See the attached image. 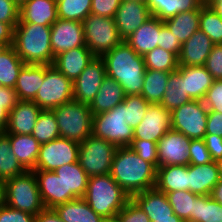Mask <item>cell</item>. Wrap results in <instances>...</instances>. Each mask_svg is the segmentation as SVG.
I'll list each match as a JSON object with an SVG mask.
<instances>
[{
  "mask_svg": "<svg viewBox=\"0 0 222 222\" xmlns=\"http://www.w3.org/2000/svg\"><path fill=\"white\" fill-rule=\"evenodd\" d=\"M110 175L130 197L154 188L156 183V168L128 146L117 148Z\"/></svg>",
  "mask_w": 222,
  "mask_h": 222,
  "instance_id": "obj_1",
  "label": "cell"
},
{
  "mask_svg": "<svg viewBox=\"0 0 222 222\" xmlns=\"http://www.w3.org/2000/svg\"><path fill=\"white\" fill-rule=\"evenodd\" d=\"M106 75L116 80L125 95H140L144 83L146 66L142 55H138L125 41L104 53Z\"/></svg>",
  "mask_w": 222,
  "mask_h": 222,
  "instance_id": "obj_2",
  "label": "cell"
},
{
  "mask_svg": "<svg viewBox=\"0 0 222 222\" xmlns=\"http://www.w3.org/2000/svg\"><path fill=\"white\" fill-rule=\"evenodd\" d=\"M12 46L25 64H53L51 26L17 23Z\"/></svg>",
  "mask_w": 222,
  "mask_h": 222,
  "instance_id": "obj_3",
  "label": "cell"
},
{
  "mask_svg": "<svg viewBox=\"0 0 222 222\" xmlns=\"http://www.w3.org/2000/svg\"><path fill=\"white\" fill-rule=\"evenodd\" d=\"M83 199L103 219L115 217L131 199L109 174L89 177Z\"/></svg>",
  "mask_w": 222,
  "mask_h": 222,
  "instance_id": "obj_4",
  "label": "cell"
},
{
  "mask_svg": "<svg viewBox=\"0 0 222 222\" xmlns=\"http://www.w3.org/2000/svg\"><path fill=\"white\" fill-rule=\"evenodd\" d=\"M60 137L78 143L92 135L93 113L89 104L72 100L52 109Z\"/></svg>",
  "mask_w": 222,
  "mask_h": 222,
  "instance_id": "obj_5",
  "label": "cell"
},
{
  "mask_svg": "<svg viewBox=\"0 0 222 222\" xmlns=\"http://www.w3.org/2000/svg\"><path fill=\"white\" fill-rule=\"evenodd\" d=\"M6 205L36 216L45 207L33 171L5 181Z\"/></svg>",
  "mask_w": 222,
  "mask_h": 222,
  "instance_id": "obj_6",
  "label": "cell"
},
{
  "mask_svg": "<svg viewBox=\"0 0 222 222\" xmlns=\"http://www.w3.org/2000/svg\"><path fill=\"white\" fill-rule=\"evenodd\" d=\"M92 135L117 147L130 145L134 137V129L125 121L124 102L109 111L93 116Z\"/></svg>",
  "mask_w": 222,
  "mask_h": 222,
  "instance_id": "obj_7",
  "label": "cell"
},
{
  "mask_svg": "<svg viewBox=\"0 0 222 222\" xmlns=\"http://www.w3.org/2000/svg\"><path fill=\"white\" fill-rule=\"evenodd\" d=\"M117 148L102 138L90 135L80 143L78 162L88 177L109 174Z\"/></svg>",
  "mask_w": 222,
  "mask_h": 222,
  "instance_id": "obj_8",
  "label": "cell"
},
{
  "mask_svg": "<svg viewBox=\"0 0 222 222\" xmlns=\"http://www.w3.org/2000/svg\"><path fill=\"white\" fill-rule=\"evenodd\" d=\"M86 47L97 57L123 42L114 18L89 14L83 21Z\"/></svg>",
  "mask_w": 222,
  "mask_h": 222,
  "instance_id": "obj_9",
  "label": "cell"
},
{
  "mask_svg": "<svg viewBox=\"0 0 222 222\" xmlns=\"http://www.w3.org/2000/svg\"><path fill=\"white\" fill-rule=\"evenodd\" d=\"M72 100L73 82L53 65H45L42 86L32 101L41 109L52 110Z\"/></svg>",
  "mask_w": 222,
  "mask_h": 222,
  "instance_id": "obj_10",
  "label": "cell"
},
{
  "mask_svg": "<svg viewBox=\"0 0 222 222\" xmlns=\"http://www.w3.org/2000/svg\"><path fill=\"white\" fill-rule=\"evenodd\" d=\"M208 109L203 101L191 100L171 111V129L189 139H203L206 135Z\"/></svg>",
  "mask_w": 222,
  "mask_h": 222,
  "instance_id": "obj_11",
  "label": "cell"
},
{
  "mask_svg": "<svg viewBox=\"0 0 222 222\" xmlns=\"http://www.w3.org/2000/svg\"><path fill=\"white\" fill-rule=\"evenodd\" d=\"M80 143L58 137L40 144L39 155L33 170L54 172L63 165L78 162Z\"/></svg>",
  "mask_w": 222,
  "mask_h": 222,
  "instance_id": "obj_12",
  "label": "cell"
},
{
  "mask_svg": "<svg viewBox=\"0 0 222 222\" xmlns=\"http://www.w3.org/2000/svg\"><path fill=\"white\" fill-rule=\"evenodd\" d=\"M190 141L183 133L170 129L158 142V167L189 165Z\"/></svg>",
  "mask_w": 222,
  "mask_h": 222,
  "instance_id": "obj_13",
  "label": "cell"
},
{
  "mask_svg": "<svg viewBox=\"0 0 222 222\" xmlns=\"http://www.w3.org/2000/svg\"><path fill=\"white\" fill-rule=\"evenodd\" d=\"M105 76V62L101 57L96 56L73 82L74 100L90 104L97 95Z\"/></svg>",
  "mask_w": 222,
  "mask_h": 222,
  "instance_id": "obj_14",
  "label": "cell"
},
{
  "mask_svg": "<svg viewBox=\"0 0 222 222\" xmlns=\"http://www.w3.org/2000/svg\"><path fill=\"white\" fill-rule=\"evenodd\" d=\"M171 129V112L160 104H150L133 139L158 142Z\"/></svg>",
  "mask_w": 222,
  "mask_h": 222,
  "instance_id": "obj_15",
  "label": "cell"
},
{
  "mask_svg": "<svg viewBox=\"0 0 222 222\" xmlns=\"http://www.w3.org/2000/svg\"><path fill=\"white\" fill-rule=\"evenodd\" d=\"M85 46L81 21L57 19L51 25V48L53 57L60 53Z\"/></svg>",
  "mask_w": 222,
  "mask_h": 222,
  "instance_id": "obj_16",
  "label": "cell"
},
{
  "mask_svg": "<svg viewBox=\"0 0 222 222\" xmlns=\"http://www.w3.org/2000/svg\"><path fill=\"white\" fill-rule=\"evenodd\" d=\"M151 17L146 3L122 0L114 21L123 41Z\"/></svg>",
  "mask_w": 222,
  "mask_h": 222,
  "instance_id": "obj_17",
  "label": "cell"
},
{
  "mask_svg": "<svg viewBox=\"0 0 222 222\" xmlns=\"http://www.w3.org/2000/svg\"><path fill=\"white\" fill-rule=\"evenodd\" d=\"M213 46L212 40L198 29L187 41L182 43L178 65L204 66Z\"/></svg>",
  "mask_w": 222,
  "mask_h": 222,
  "instance_id": "obj_18",
  "label": "cell"
},
{
  "mask_svg": "<svg viewBox=\"0 0 222 222\" xmlns=\"http://www.w3.org/2000/svg\"><path fill=\"white\" fill-rule=\"evenodd\" d=\"M41 108L33 101L19 100L9 112V121L5 134L31 135Z\"/></svg>",
  "mask_w": 222,
  "mask_h": 222,
  "instance_id": "obj_19",
  "label": "cell"
},
{
  "mask_svg": "<svg viewBox=\"0 0 222 222\" xmlns=\"http://www.w3.org/2000/svg\"><path fill=\"white\" fill-rule=\"evenodd\" d=\"M95 57L85 45L60 53L52 65L74 82Z\"/></svg>",
  "mask_w": 222,
  "mask_h": 222,
  "instance_id": "obj_20",
  "label": "cell"
},
{
  "mask_svg": "<svg viewBox=\"0 0 222 222\" xmlns=\"http://www.w3.org/2000/svg\"><path fill=\"white\" fill-rule=\"evenodd\" d=\"M54 173L64 184V203L84 197L89 177L79 162L63 165Z\"/></svg>",
  "mask_w": 222,
  "mask_h": 222,
  "instance_id": "obj_21",
  "label": "cell"
},
{
  "mask_svg": "<svg viewBox=\"0 0 222 222\" xmlns=\"http://www.w3.org/2000/svg\"><path fill=\"white\" fill-rule=\"evenodd\" d=\"M221 179L216 161L203 165H188L189 191L197 195H210Z\"/></svg>",
  "mask_w": 222,
  "mask_h": 222,
  "instance_id": "obj_22",
  "label": "cell"
},
{
  "mask_svg": "<svg viewBox=\"0 0 222 222\" xmlns=\"http://www.w3.org/2000/svg\"><path fill=\"white\" fill-rule=\"evenodd\" d=\"M57 19L56 0H28L20 7L18 23L51 26Z\"/></svg>",
  "mask_w": 222,
  "mask_h": 222,
  "instance_id": "obj_23",
  "label": "cell"
},
{
  "mask_svg": "<svg viewBox=\"0 0 222 222\" xmlns=\"http://www.w3.org/2000/svg\"><path fill=\"white\" fill-rule=\"evenodd\" d=\"M178 70L182 73V81H184L185 93L192 100L203 101L207 90L213 84V77L204 66H178Z\"/></svg>",
  "mask_w": 222,
  "mask_h": 222,
  "instance_id": "obj_24",
  "label": "cell"
},
{
  "mask_svg": "<svg viewBox=\"0 0 222 222\" xmlns=\"http://www.w3.org/2000/svg\"><path fill=\"white\" fill-rule=\"evenodd\" d=\"M160 19L151 16L125 42L138 54L144 56L147 52L159 47Z\"/></svg>",
  "mask_w": 222,
  "mask_h": 222,
  "instance_id": "obj_25",
  "label": "cell"
},
{
  "mask_svg": "<svg viewBox=\"0 0 222 222\" xmlns=\"http://www.w3.org/2000/svg\"><path fill=\"white\" fill-rule=\"evenodd\" d=\"M131 198L146 213L151 222L154 221V218L170 217L174 215V211L168 202L166 194L155 187L137 193Z\"/></svg>",
  "mask_w": 222,
  "mask_h": 222,
  "instance_id": "obj_26",
  "label": "cell"
},
{
  "mask_svg": "<svg viewBox=\"0 0 222 222\" xmlns=\"http://www.w3.org/2000/svg\"><path fill=\"white\" fill-rule=\"evenodd\" d=\"M45 208H54L64 203V184L54 172L32 170Z\"/></svg>",
  "mask_w": 222,
  "mask_h": 222,
  "instance_id": "obj_27",
  "label": "cell"
},
{
  "mask_svg": "<svg viewBox=\"0 0 222 222\" xmlns=\"http://www.w3.org/2000/svg\"><path fill=\"white\" fill-rule=\"evenodd\" d=\"M44 75L45 64H25L14 87L18 99L32 101L42 86Z\"/></svg>",
  "mask_w": 222,
  "mask_h": 222,
  "instance_id": "obj_28",
  "label": "cell"
},
{
  "mask_svg": "<svg viewBox=\"0 0 222 222\" xmlns=\"http://www.w3.org/2000/svg\"><path fill=\"white\" fill-rule=\"evenodd\" d=\"M125 96L123 87L116 80L106 75L89 107L93 115L106 112L123 102Z\"/></svg>",
  "mask_w": 222,
  "mask_h": 222,
  "instance_id": "obj_29",
  "label": "cell"
},
{
  "mask_svg": "<svg viewBox=\"0 0 222 222\" xmlns=\"http://www.w3.org/2000/svg\"><path fill=\"white\" fill-rule=\"evenodd\" d=\"M155 188L163 193L189 191L188 165L158 167L156 169Z\"/></svg>",
  "mask_w": 222,
  "mask_h": 222,
  "instance_id": "obj_30",
  "label": "cell"
},
{
  "mask_svg": "<svg viewBox=\"0 0 222 222\" xmlns=\"http://www.w3.org/2000/svg\"><path fill=\"white\" fill-rule=\"evenodd\" d=\"M9 137L12 152L20 164L32 171L36 166L40 143L32 135L6 134Z\"/></svg>",
  "mask_w": 222,
  "mask_h": 222,
  "instance_id": "obj_31",
  "label": "cell"
},
{
  "mask_svg": "<svg viewBox=\"0 0 222 222\" xmlns=\"http://www.w3.org/2000/svg\"><path fill=\"white\" fill-rule=\"evenodd\" d=\"M53 209L64 222H101L103 220L83 198L57 205Z\"/></svg>",
  "mask_w": 222,
  "mask_h": 222,
  "instance_id": "obj_32",
  "label": "cell"
},
{
  "mask_svg": "<svg viewBox=\"0 0 222 222\" xmlns=\"http://www.w3.org/2000/svg\"><path fill=\"white\" fill-rule=\"evenodd\" d=\"M173 35L181 43L187 41L200 25V7L196 10L180 12L176 16L163 21Z\"/></svg>",
  "mask_w": 222,
  "mask_h": 222,
  "instance_id": "obj_33",
  "label": "cell"
},
{
  "mask_svg": "<svg viewBox=\"0 0 222 222\" xmlns=\"http://www.w3.org/2000/svg\"><path fill=\"white\" fill-rule=\"evenodd\" d=\"M191 100L189 95L185 93L182 73L178 69L174 72H170L166 91L160 105L171 112Z\"/></svg>",
  "mask_w": 222,
  "mask_h": 222,
  "instance_id": "obj_34",
  "label": "cell"
},
{
  "mask_svg": "<svg viewBox=\"0 0 222 222\" xmlns=\"http://www.w3.org/2000/svg\"><path fill=\"white\" fill-rule=\"evenodd\" d=\"M169 72L146 69L141 96L150 104H160L166 91Z\"/></svg>",
  "mask_w": 222,
  "mask_h": 222,
  "instance_id": "obj_35",
  "label": "cell"
},
{
  "mask_svg": "<svg viewBox=\"0 0 222 222\" xmlns=\"http://www.w3.org/2000/svg\"><path fill=\"white\" fill-rule=\"evenodd\" d=\"M25 63L16 53L13 46H9L0 55V83L3 87L14 88L17 78Z\"/></svg>",
  "mask_w": 222,
  "mask_h": 222,
  "instance_id": "obj_36",
  "label": "cell"
},
{
  "mask_svg": "<svg viewBox=\"0 0 222 222\" xmlns=\"http://www.w3.org/2000/svg\"><path fill=\"white\" fill-rule=\"evenodd\" d=\"M26 171L12 152L9 137L0 132V179L6 181Z\"/></svg>",
  "mask_w": 222,
  "mask_h": 222,
  "instance_id": "obj_37",
  "label": "cell"
},
{
  "mask_svg": "<svg viewBox=\"0 0 222 222\" xmlns=\"http://www.w3.org/2000/svg\"><path fill=\"white\" fill-rule=\"evenodd\" d=\"M193 222H222V205L210 195H198L194 199Z\"/></svg>",
  "mask_w": 222,
  "mask_h": 222,
  "instance_id": "obj_38",
  "label": "cell"
},
{
  "mask_svg": "<svg viewBox=\"0 0 222 222\" xmlns=\"http://www.w3.org/2000/svg\"><path fill=\"white\" fill-rule=\"evenodd\" d=\"M40 144L60 137L53 110L42 109L31 134Z\"/></svg>",
  "mask_w": 222,
  "mask_h": 222,
  "instance_id": "obj_39",
  "label": "cell"
},
{
  "mask_svg": "<svg viewBox=\"0 0 222 222\" xmlns=\"http://www.w3.org/2000/svg\"><path fill=\"white\" fill-rule=\"evenodd\" d=\"M146 69L174 72L178 69V57L161 47H156L144 56Z\"/></svg>",
  "mask_w": 222,
  "mask_h": 222,
  "instance_id": "obj_40",
  "label": "cell"
},
{
  "mask_svg": "<svg viewBox=\"0 0 222 222\" xmlns=\"http://www.w3.org/2000/svg\"><path fill=\"white\" fill-rule=\"evenodd\" d=\"M174 214L184 222H193L194 199L198 196L191 191L165 193Z\"/></svg>",
  "mask_w": 222,
  "mask_h": 222,
  "instance_id": "obj_41",
  "label": "cell"
},
{
  "mask_svg": "<svg viewBox=\"0 0 222 222\" xmlns=\"http://www.w3.org/2000/svg\"><path fill=\"white\" fill-rule=\"evenodd\" d=\"M58 19L83 21L91 13L92 0H56Z\"/></svg>",
  "mask_w": 222,
  "mask_h": 222,
  "instance_id": "obj_42",
  "label": "cell"
},
{
  "mask_svg": "<svg viewBox=\"0 0 222 222\" xmlns=\"http://www.w3.org/2000/svg\"><path fill=\"white\" fill-rule=\"evenodd\" d=\"M199 29L205 33L214 44H222V18L208 5L200 6Z\"/></svg>",
  "mask_w": 222,
  "mask_h": 222,
  "instance_id": "obj_43",
  "label": "cell"
},
{
  "mask_svg": "<svg viewBox=\"0 0 222 222\" xmlns=\"http://www.w3.org/2000/svg\"><path fill=\"white\" fill-rule=\"evenodd\" d=\"M123 102L125 121L135 129L142 121L150 103L141 95H126Z\"/></svg>",
  "mask_w": 222,
  "mask_h": 222,
  "instance_id": "obj_44",
  "label": "cell"
},
{
  "mask_svg": "<svg viewBox=\"0 0 222 222\" xmlns=\"http://www.w3.org/2000/svg\"><path fill=\"white\" fill-rule=\"evenodd\" d=\"M19 99L14 88H0V132H5L9 121V112L17 105Z\"/></svg>",
  "mask_w": 222,
  "mask_h": 222,
  "instance_id": "obj_45",
  "label": "cell"
},
{
  "mask_svg": "<svg viewBox=\"0 0 222 222\" xmlns=\"http://www.w3.org/2000/svg\"><path fill=\"white\" fill-rule=\"evenodd\" d=\"M128 147L135 151L139 157L150 162L156 169L158 168V148L156 142L133 139Z\"/></svg>",
  "mask_w": 222,
  "mask_h": 222,
  "instance_id": "obj_46",
  "label": "cell"
},
{
  "mask_svg": "<svg viewBox=\"0 0 222 222\" xmlns=\"http://www.w3.org/2000/svg\"><path fill=\"white\" fill-rule=\"evenodd\" d=\"M213 162L211 154L203 139H191L189 149V164L203 165Z\"/></svg>",
  "mask_w": 222,
  "mask_h": 222,
  "instance_id": "obj_47",
  "label": "cell"
},
{
  "mask_svg": "<svg viewBox=\"0 0 222 222\" xmlns=\"http://www.w3.org/2000/svg\"><path fill=\"white\" fill-rule=\"evenodd\" d=\"M121 222H151L146 213L131 198L117 214Z\"/></svg>",
  "mask_w": 222,
  "mask_h": 222,
  "instance_id": "obj_48",
  "label": "cell"
},
{
  "mask_svg": "<svg viewBox=\"0 0 222 222\" xmlns=\"http://www.w3.org/2000/svg\"><path fill=\"white\" fill-rule=\"evenodd\" d=\"M204 67L214 80H222V44H214Z\"/></svg>",
  "mask_w": 222,
  "mask_h": 222,
  "instance_id": "obj_49",
  "label": "cell"
},
{
  "mask_svg": "<svg viewBox=\"0 0 222 222\" xmlns=\"http://www.w3.org/2000/svg\"><path fill=\"white\" fill-rule=\"evenodd\" d=\"M208 111L222 113V80H214L203 99Z\"/></svg>",
  "mask_w": 222,
  "mask_h": 222,
  "instance_id": "obj_50",
  "label": "cell"
},
{
  "mask_svg": "<svg viewBox=\"0 0 222 222\" xmlns=\"http://www.w3.org/2000/svg\"><path fill=\"white\" fill-rule=\"evenodd\" d=\"M160 39L159 47L174 53L177 57L181 51L182 43L167 28L162 20H160Z\"/></svg>",
  "mask_w": 222,
  "mask_h": 222,
  "instance_id": "obj_51",
  "label": "cell"
},
{
  "mask_svg": "<svg viewBox=\"0 0 222 222\" xmlns=\"http://www.w3.org/2000/svg\"><path fill=\"white\" fill-rule=\"evenodd\" d=\"M151 16L164 21L173 17V0H146Z\"/></svg>",
  "mask_w": 222,
  "mask_h": 222,
  "instance_id": "obj_52",
  "label": "cell"
},
{
  "mask_svg": "<svg viewBox=\"0 0 222 222\" xmlns=\"http://www.w3.org/2000/svg\"><path fill=\"white\" fill-rule=\"evenodd\" d=\"M122 0H92L91 14L114 18Z\"/></svg>",
  "mask_w": 222,
  "mask_h": 222,
  "instance_id": "obj_53",
  "label": "cell"
},
{
  "mask_svg": "<svg viewBox=\"0 0 222 222\" xmlns=\"http://www.w3.org/2000/svg\"><path fill=\"white\" fill-rule=\"evenodd\" d=\"M20 8L13 0H0V21L10 24L13 28L19 22Z\"/></svg>",
  "mask_w": 222,
  "mask_h": 222,
  "instance_id": "obj_54",
  "label": "cell"
},
{
  "mask_svg": "<svg viewBox=\"0 0 222 222\" xmlns=\"http://www.w3.org/2000/svg\"><path fill=\"white\" fill-rule=\"evenodd\" d=\"M36 216L8 205L0 207V222H35Z\"/></svg>",
  "mask_w": 222,
  "mask_h": 222,
  "instance_id": "obj_55",
  "label": "cell"
},
{
  "mask_svg": "<svg viewBox=\"0 0 222 222\" xmlns=\"http://www.w3.org/2000/svg\"><path fill=\"white\" fill-rule=\"evenodd\" d=\"M213 161L222 157V137L206 134L203 138Z\"/></svg>",
  "mask_w": 222,
  "mask_h": 222,
  "instance_id": "obj_56",
  "label": "cell"
},
{
  "mask_svg": "<svg viewBox=\"0 0 222 222\" xmlns=\"http://www.w3.org/2000/svg\"><path fill=\"white\" fill-rule=\"evenodd\" d=\"M206 134L222 137V113L208 111Z\"/></svg>",
  "mask_w": 222,
  "mask_h": 222,
  "instance_id": "obj_57",
  "label": "cell"
},
{
  "mask_svg": "<svg viewBox=\"0 0 222 222\" xmlns=\"http://www.w3.org/2000/svg\"><path fill=\"white\" fill-rule=\"evenodd\" d=\"M203 0H173V16L180 12H187L198 9Z\"/></svg>",
  "mask_w": 222,
  "mask_h": 222,
  "instance_id": "obj_58",
  "label": "cell"
},
{
  "mask_svg": "<svg viewBox=\"0 0 222 222\" xmlns=\"http://www.w3.org/2000/svg\"><path fill=\"white\" fill-rule=\"evenodd\" d=\"M14 28L0 21V43L6 44L8 47L13 45Z\"/></svg>",
  "mask_w": 222,
  "mask_h": 222,
  "instance_id": "obj_59",
  "label": "cell"
},
{
  "mask_svg": "<svg viewBox=\"0 0 222 222\" xmlns=\"http://www.w3.org/2000/svg\"><path fill=\"white\" fill-rule=\"evenodd\" d=\"M35 222H64L53 208H44L36 215Z\"/></svg>",
  "mask_w": 222,
  "mask_h": 222,
  "instance_id": "obj_60",
  "label": "cell"
},
{
  "mask_svg": "<svg viewBox=\"0 0 222 222\" xmlns=\"http://www.w3.org/2000/svg\"><path fill=\"white\" fill-rule=\"evenodd\" d=\"M211 198L222 205V179L213 187L210 194Z\"/></svg>",
  "mask_w": 222,
  "mask_h": 222,
  "instance_id": "obj_61",
  "label": "cell"
},
{
  "mask_svg": "<svg viewBox=\"0 0 222 222\" xmlns=\"http://www.w3.org/2000/svg\"><path fill=\"white\" fill-rule=\"evenodd\" d=\"M208 6L222 18V0H212Z\"/></svg>",
  "mask_w": 222,
  "mask_h": 222,
  "instance_id": "obj_62",
  "label": "cell"
},
{
  "mask_svg": "<svg viewBox=\"0 0 222 222\" xmlns=\"http://www.w3.org/2000/svg\"><path fill=\"white\" fill-rule=\"evenodd\" d=\"M6 205L5 181L0 179V207Z\"/></svg>",
  "mask_w": 222,
  "mask_h": 222,
  "instance_id": "obj_63",
  "label": "cell"
},
{
  "mask_svg": "<svg viewBox=\"0 0 222 222\" xmlns=\"http://www.w3.org/2000/svg\"><path fill=\"white\" fill-rule=\"evenodd\" d=\"M153 222H184V221L174 214L170 217L154 218Z\"/></svg>",
  "mask_w": 222,
  "mask_h": 222,
  "instance_id": "obj_64",
  "label": "cell"
},
{
  "mask_svg": "<svg viewBox=\"0 0 222 222\" xmlns=\"http://www.w3.org/2000/svg\"><path fill=\"white\" fill-rule=\"evenodd\" d=\"M101 222H121L118 216L105 218Z\"/></svg>",
  "mask_w": 222,
  "mask_h": 222,
  "instance_id": "obj_65",
  "label": "cell"
},
{
  "mask_svg": "<svg viewBox=\"0 0 222 222\" xmlns=\"http://www.w3.org/2000/svg\"><path fill=\"white\" fill-rule=\"evenodd\" d=\"M216 163H217V166H218V170H219V173H220V177H221V179H222V157L219 158V159L216 161Z\"/></svg>",
  "mask_w": 222,
  "mask_h": 222,
  "instance_id": "obj_66",
  "label": "cell"
},
{
  "mask_svg": "<svg viewBox=\"0 0 222 222\" xmlns=\"http://www.w3.org/2000/svg\"><path fill=\"white\" fill-rule=\"evenodd\" d=\"M28 0H13V2L20 8Z\"/></svg>",
  "mask_w": 222,
  "mask_h": 222,
  "instance_id": "obj_67",
  "label": "cell"
},
{
  "mask_svg": "<svg viewBox=\"0 0 222 222\" xmlns=\"http://www.w3.org/2000/svg\"><path fill=\"white\" fill-rule=\"evenodd\" d=\"M8 48L6 44L0 43V55Z\"/></svg>",
  "mask_w": 222,
  "mask_h": 222,
  "instance_id": "obj_68",
  "label": "cell"
},
{
  "mask_svg": "<svg viewBox=\"0 0 222 222\" xmlns=\"http://www.w3.org/2000/svg\"><path fill=\"white\" fill-rule=\"evenodd\" d=\"M212 0H203V4L208 5Z\"/></svg>",
  "mask_w": 222,
  "mask_h": 222,
  "instance_id": "obj_69",
  "label": "cell"
},
{
  "mask_svg": "<svg viewBox=\"0 0 222 222\" xmlns=\"http://www.w3.org/2000/svg\"><path fill=\"white\" fill-rule=\"evenodd\" d=\"M130 1L146 3V0H130Z\"/></svg>",
  "mask_w": 222,
  "mask_h": 222,
  "instance_id": "obj_70",
  "label": "cell"
}]
</instances>
